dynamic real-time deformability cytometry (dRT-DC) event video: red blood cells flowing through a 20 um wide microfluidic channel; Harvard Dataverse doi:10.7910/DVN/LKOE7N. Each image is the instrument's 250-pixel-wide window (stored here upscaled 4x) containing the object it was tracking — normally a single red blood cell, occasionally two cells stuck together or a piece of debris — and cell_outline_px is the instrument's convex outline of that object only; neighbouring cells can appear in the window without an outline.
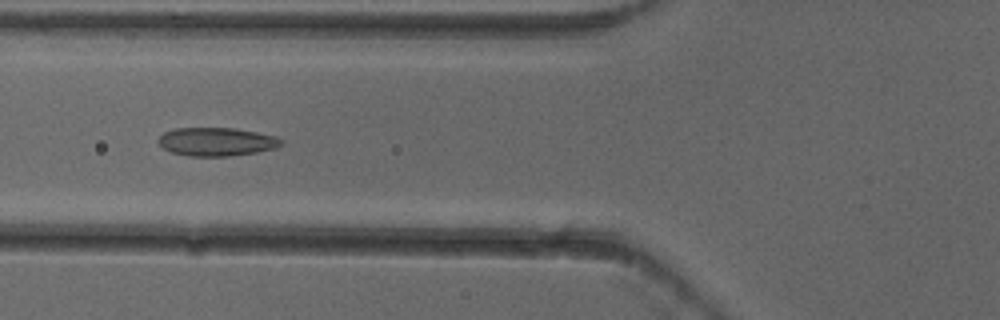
{"species": "common noctule bat (a hibernating species)", "species_latin": "Nyctalus noctula", "temperature_condition": "cold", "stored_images_in_passage": 6, "camera_frame_rate_fps": 3000, "um_per_image_px": 0.085, "animal": {"sex": "female"}, "frame": {"image": 1, "passage_image": 4, "time_ms": 1.0, "image_size_px": [1000, 320], "cell_outline_px": [[284, 144], [276, 148], [256, 152], [228, 156], [188, 156], [172, 152], [164, 148], [156, 140], [164, 132], [176, 128], [232, 128], [256, 132], [276, 136], [284, 140]], "centroid_in_image_um": [18.43, 12.04], "position_along_channel_um": 107.4, "area_um2": 20.35}}
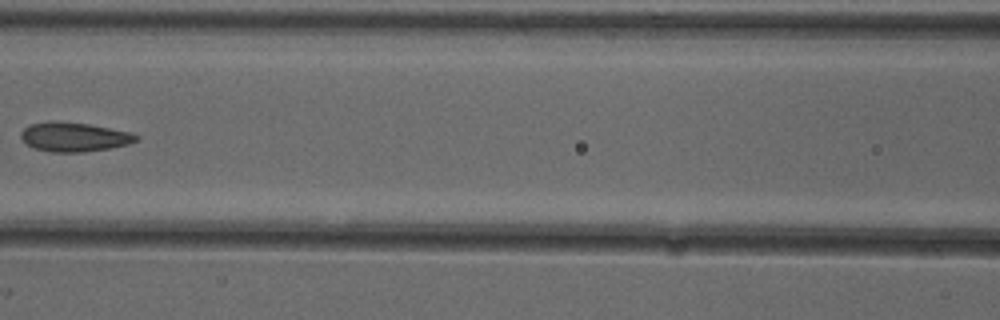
{"frame": {"image": 2, "passage_image": 5, "time_ms": 1.333, "image_size_px": [1000, 320], "cell_outline_px": [[140, 140], [128, 144], [108, 148], [84, 152], [52, 152], [36, 148], [28, 144], [20, 136], [20, 132], [28, 124], [48, 120], [88, 124], [128, 132], [140, 136]], "centroid_in_image_um": [6.28, 11.63], "position_along_channel_um": 160.3, "area_um2": 19.54}}
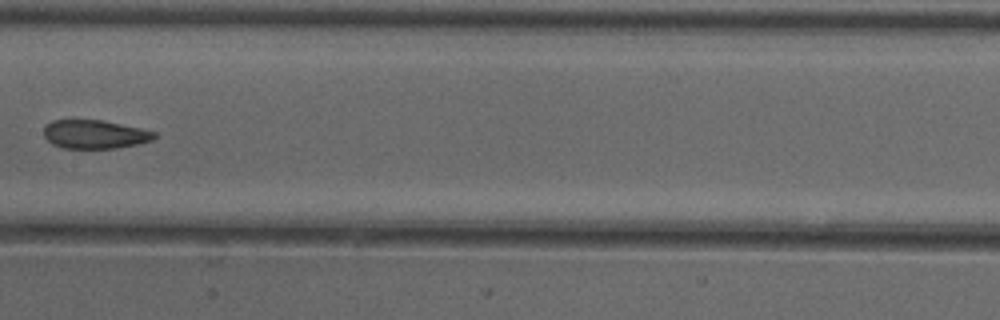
{"frame": {"image": 3, "passage_image": 6, "time_ms": 1.667, "image_size_px": [1000, 320], "cell_outline_px": [[156, 136], [152, 140], [136, 144], [116, 148], [64, 148], [52, 144], [44, 136], [44, 124], [52, 120], [100, 120], [140, 128], [156, 132]], "centroid_in_image_um": [8.02, 11.41], "position_along_channel_um": 199.4, "area_um2": 18.32}}